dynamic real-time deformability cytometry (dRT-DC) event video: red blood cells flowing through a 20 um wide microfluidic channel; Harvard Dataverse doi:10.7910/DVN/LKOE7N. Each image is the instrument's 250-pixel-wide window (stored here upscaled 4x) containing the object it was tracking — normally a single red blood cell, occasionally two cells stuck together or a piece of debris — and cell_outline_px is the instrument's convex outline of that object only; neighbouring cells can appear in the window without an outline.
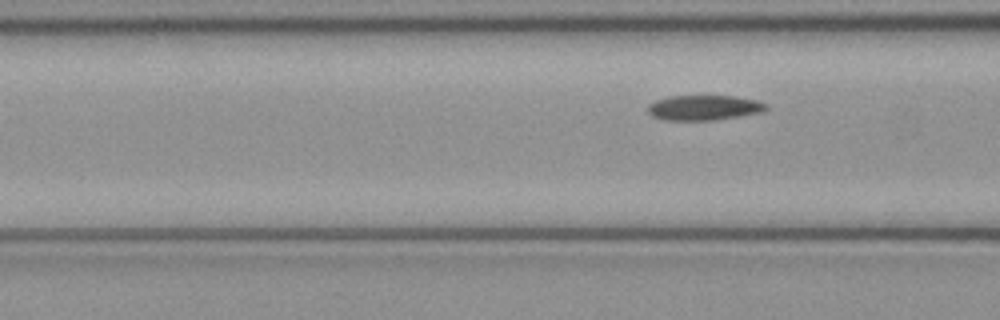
{"species": "common noctule bat (a hibernating species)", "species_latin": "Nyctalus noctula", "temperature_condition": "cold", "stored_images_in_passage": 4, "camera_frame_rate_fps": 3000, "um_per_image_px": 0.085, "animal": {"sex": "female", "body_mass_g": 21.9}, "frame": {"image": 1, "passage_image": 4, "time_ms": 1.0, "image_size_px": [1000, 320], "cell_outline_px": [[768, 108], [760, 112], [716, 120], [664, 120], [652, 116], [648, 112], [648, 104], [656, 100], [672, 96], [732, 96], [756, 100], [768, 104]], "centroid_in_image_um": [59.82, 9.15], "position_along_channel_um": 106.8, "area_um2": 17.17}}